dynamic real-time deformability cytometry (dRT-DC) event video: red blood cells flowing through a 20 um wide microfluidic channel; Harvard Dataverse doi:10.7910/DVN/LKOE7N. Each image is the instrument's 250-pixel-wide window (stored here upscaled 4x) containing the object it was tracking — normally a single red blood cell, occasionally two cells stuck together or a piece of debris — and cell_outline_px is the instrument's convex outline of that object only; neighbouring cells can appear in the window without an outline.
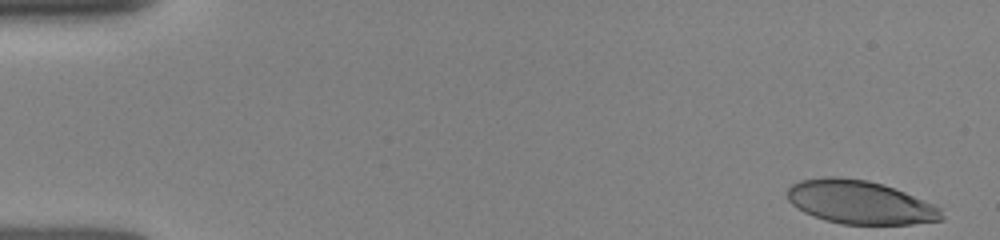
{"species": "human", "species_latin": "Homo sapiens", "temperature_condition": "room temperature", "stored_images_in_passage": 27, "camera_frame_rate_fps": 3000, "um_per_image_px": 0.085, "donor": {"sex": "female"}, "frame": {"image": 1, "passage_image": 1, "time_ms": 0.0, "image_size_px": [1000, 240], "cell_outline_px": [[944, 220], [912, 224], [840, 224], [824, 220], [804, 212], [796, 208], [788, 200], [788, 188], [792, 184], [800, 180], [824, 176], [836, 176], [868, 180], [884, 184], [944, 208]], "centroid_in_image_um": [73.12, 17.19], "position_along_channel_um": 11.9, "area_um2": 39.48}}
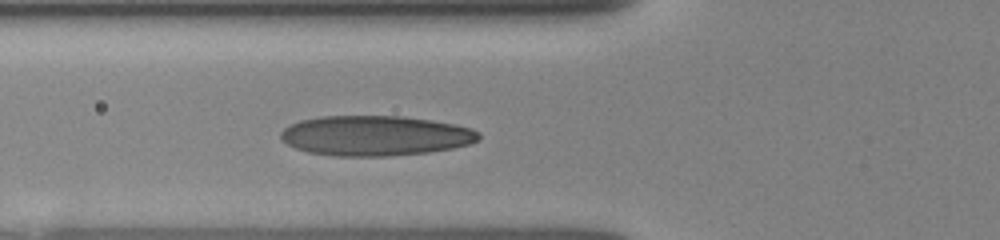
{"frame": {"image": 2, "passage_image": 16, "time_ms": 5.333, "image_size_px": [1000, 240], "cell_outline_px": [[480, 140], [472, 144], [452, 148], [428, 152], [388, 156], [336, 156], [308, 152], [296, 148], [280, 140], [280, 132], [288, 124], [300, 120], [320, 116], [404, 116], [432, 120], [456, 124], [472, 128], [480, 132]], "centroid_in_image_um": [31.91, 11.52], "position_along_channel_um": 93.9, "area_um2": 46.7}}
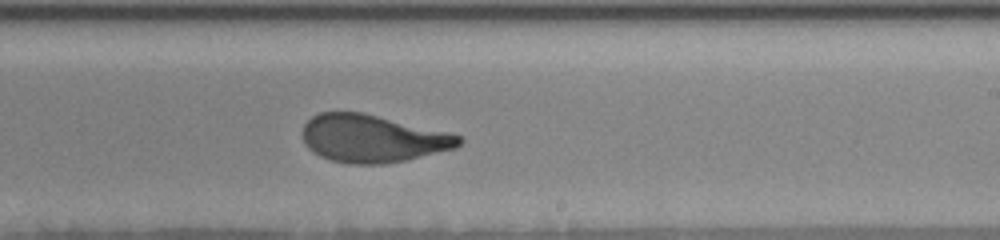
{"frame": {"image": 3, "passage_image": 27, "time_ms": 9.333, "image_size_px": [1000, 240], "cell_outline_px": [[464, 140], [456, 148], [404, 160], [384, 164], [348, 164], [332, 160], [320, 156], [312, 152], [308, 148], [304, 140], [304, 124], [312, 116], [320, 112], [360, 112], [448, 132], [460, 136]], "centroid_in_image_um": [31.66, 11.78], "position_along_channel_um": 257.3, "area_um2": 43.0}}